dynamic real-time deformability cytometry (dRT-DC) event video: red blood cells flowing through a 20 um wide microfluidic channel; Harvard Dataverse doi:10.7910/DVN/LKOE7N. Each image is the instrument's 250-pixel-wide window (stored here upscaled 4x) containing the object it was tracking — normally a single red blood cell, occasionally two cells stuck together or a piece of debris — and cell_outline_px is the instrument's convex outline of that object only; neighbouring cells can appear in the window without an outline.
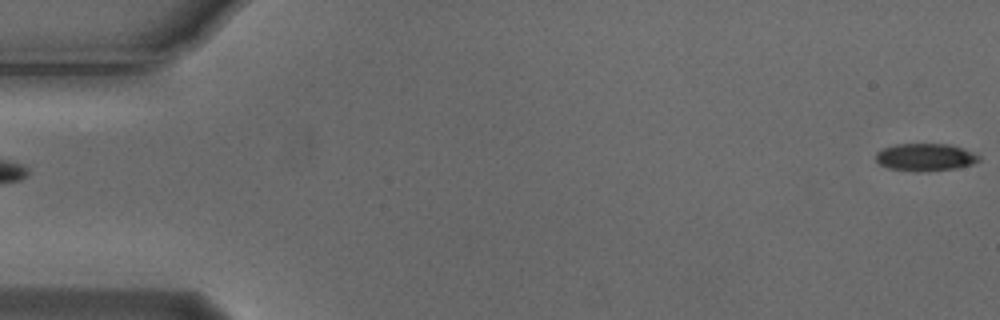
{"species": "Egyptian fruit bat (a non-hibernating species)", "species_latin": "Rousettus aegyptiacus", "temperature_condition": "cold", "stored_images_in_passage": 5, "camera_frame_rate_fps": 3000, "um_per_image_px": 0.085, "animal": {"sex": "male"}, "frame": {"image": 1, "passage_image": 5, "time_ms": 1.333, "image_size_px": [1000, 320], "cell_outline_px": [[980, 160], [972, 164], [956, 168], [920, 172], [916, 172], [888, 168], [880, 164], [876, 160], [876, 152], [884, 148], [896, 144], [948, 144], [972, 152], [980, 156]], "centroid_in_image_um": [78.63, 13.37], "position_along_channel_um": 6.4, "area_um2": 16.42}}